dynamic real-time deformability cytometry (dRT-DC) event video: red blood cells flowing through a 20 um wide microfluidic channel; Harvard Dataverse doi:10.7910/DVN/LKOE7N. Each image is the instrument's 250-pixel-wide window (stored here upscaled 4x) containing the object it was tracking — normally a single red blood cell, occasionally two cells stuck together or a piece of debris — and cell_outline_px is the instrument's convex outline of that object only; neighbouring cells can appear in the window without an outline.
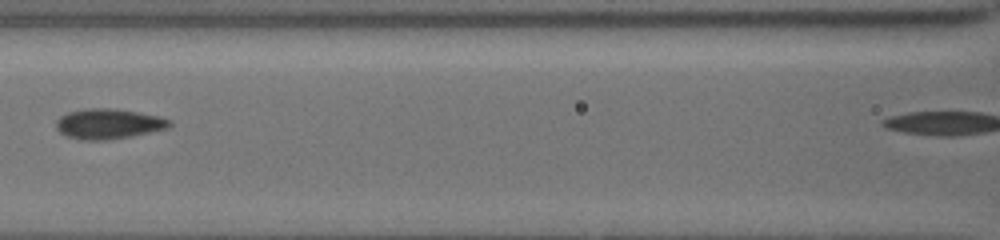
{"species": "common noctule bat (a hibernating species)", "species_latin": "Nyctalus noctula", "temperature_condition": "cold", "stored_images_in_passage": 5, "segment_of_instrument_passage": [1, 2], "camera_frame_rate_fps": 3000, "um_per_image_px": 0.085, "animal": {"sex": "female", "body_mass_g": 19.5, "forearm_length_mm": 54.1}, "frame": {"image": 1, "passage_image": 4, "time_ms": 2.667, "image_size_px": [1000, 240], "cell_outline_px": [[172, 124], [168, 128], [132, 136], [104, 140], [84, 140], [68, 136], [60, 132], [56, 128], [56, 120], [60, 116], [68, 112], [84, 108], [116, 108], [160, 116], [172, 120]], "centroid_in_image_um": [9.24, 10.51], "position_along_channel_um": 157.4, "area_um2": 20.06}}